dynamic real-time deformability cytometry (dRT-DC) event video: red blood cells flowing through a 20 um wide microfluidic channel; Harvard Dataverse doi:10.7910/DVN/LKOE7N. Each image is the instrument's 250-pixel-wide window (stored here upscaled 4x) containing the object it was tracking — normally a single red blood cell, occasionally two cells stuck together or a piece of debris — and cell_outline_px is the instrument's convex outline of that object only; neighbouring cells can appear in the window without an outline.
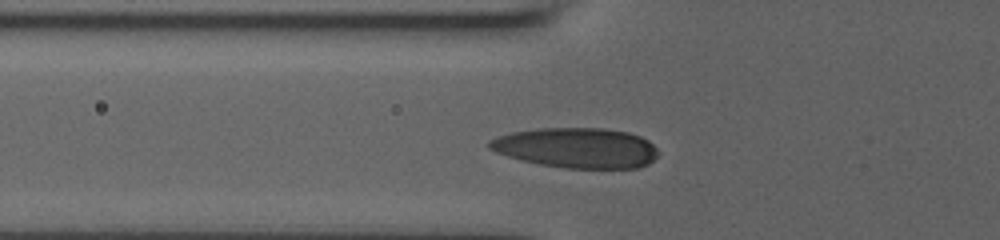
{"species": "human", "species_latin": "Homo sapiens", "temperature_condition": "room temperature", "stored_images_in_passage": 31, "camera_frame_rate_fps": 3000, "um_per_image_px": 0.085, "donor": {"sex": "male"}, "frame": {"image": 1, "passage_image": 8, "time_ms": 3.0, "image_size_px": [1000, 240], "cell_outline_px": [[660, 152], [648, 164], [640, 168], [564, 168], [540, 164], [520, 160], [496, 152], [488, 148], [488, 140], [496, 136], [512, 132], [540, 128], [604, 128], [628, 132], [640, 136], [648, 140]], "centroid_in_image_um": [49.0, 12.56], "position_along_channel_um": 76.8, "area_um2": 39.71}}
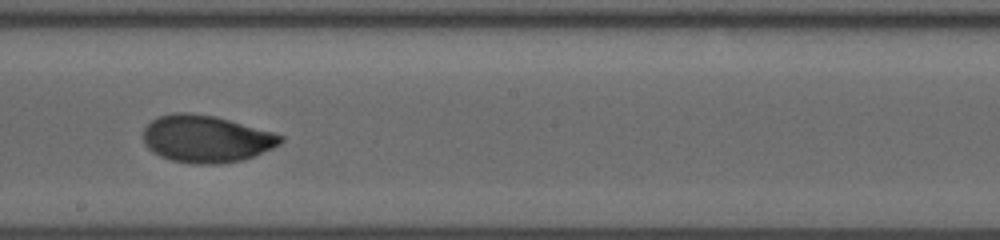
{"frame": {"image": 2, "passage_image": 18, "time_ms": 7.0, "image_size_px": [1000, 240], "cell_outline_px": [[284, 140], [280, 144], [272, 148], [244, 160], [220, 164], [192, 164], [172, 160], [160, 156], [152, 152], [144, 144], [144, 128], [152, 120], [160, 116], [176, 112], [188, 112], [216, 116], [272, 132], [284, 136]], "centroid_in_image_um": [17.52, 11.81], "position_along_channel_um": 230.7, "area_um2": 37.8}}
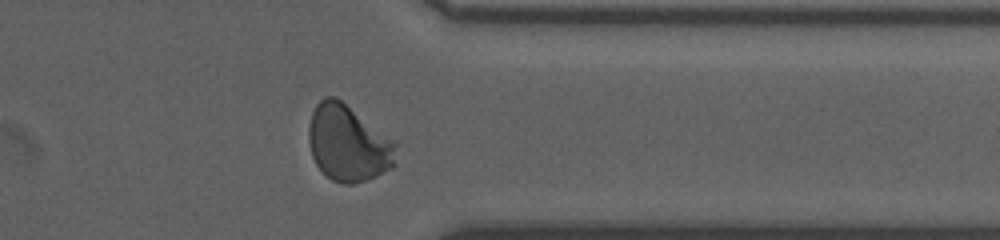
{"frame": {"image": 3, "passage_image": 28, "time_ms": 11.0, "image_size_px": [1000, 240], "cell_outline_px": [[396, 164], [392, 168], [376, 176], [352, 184], [344, 184], [332, 180], [316, 164], [312, 156], [308, 140], [308, 128], [312, 112], [316, 104], [324, 96], [336, 96], [396, 140]], "centroid_in_image_um": [29.61, 12.15], "position_along_channel_um": 381.8, "area_um2": 39.25}, "authors_computed_cell_mechanics": {"area_um2": 36.8764, "velocity_mm_per_s": 3.8588, "shape_relaxation_time_tau1_ms": 5.5359, "shape_relaxation_time_tau2_ms": 1.2425, "deformation_change_tau1": 0.1881, "deformation_change_tau2": 0.0413}}